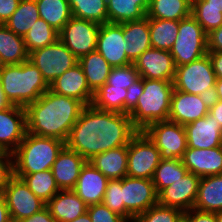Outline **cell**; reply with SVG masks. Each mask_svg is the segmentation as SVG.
I'll return each mask as SVG.
<instances>
[{
  "label": "cell",
  "instance_id": "obj_1",
  "mask_svg": "<svg viewBox=\"0 0 222 222\" xmlns=\"http://www.w3.org/2000/svg\"><path fill=\"white\" fill-rule=\"evenodd\" d=\"M137 132L128 114L100 110L91 104L84 107L65 145L89 161L104 151L128 145Z\"/></svg>",
  "mask_w": 222,
  "mask_h": 222
},
{
  "label": "cell",
  "instance_id": "obj_2",
  "mask_svg": "<svg viewBox=\"0 0 222 222\" xmlns=\"http://www.w3.org/2000/svg\"><path fill=\"white\" fill-rule=\"evenodd\" d=\"M86 105L49 89L25 107L26 130L30 134L67 141L71 128Z\"/></svg>",
  "mask_w": 222,
  "mask_h": 222
},
{
  "label": "cell",
  "instance_id": "obj_3",
  "mask_svg": "<svg viewBox=\"0 0 222 222\" xmlns=\"http://www.w3.org/2000/svg\"><path fill=\"white\" fill-rule=\"evenodd\" d=\"M0 81L11 105L26 107L49 89L38 68L29 60L0 66Z\"/></svg>",
  "mask_w": 222,
  "mask_h": 222
},
{
  "label": "cell",
  "instance_id": "obj_4",
  "mask_svg": "<svg viewBox=\"0 0 222 222\" xmlns=\"http://www.w3.org/2000/svg\"><path fill=\"white\" fill-rule=\"evenodd\" d=\"M173 89L171 81L143 78V93L128 114L138 131L151 123L168 120Z\"/></svg>",
  "mask_w": 222,
  "mask_h": 222
},
{
  "label": "cell",
  "instance_id": "obj_5",
  "mask_svg": "<svg viewBox=\"0 0 222 222\" xmlns=\"http://www.w3.org/2000/svg\"><path fill=\"white\" fill-rule=\"evenodd\" d=\"M65 142L26 132L24 139L12 153L14 174H32L50 170Z\"/></svg>",
  "mask_w": 222,
  "mask_h": 222
},
{
  "label": "cell",
  "instance_id": "obj_6",
  "mask_svg": "<svg viewBox=\"0 0 222 222\" xmlns=\"http://www.w3.org/2000/svg\"><path fill=\"white\" fill-rule=\"evenodd\" d=\"M216 74L213 71L211 59L208 54L191 63L176 67L173 80L175 90L194 95L206 96L212 99Z\"/></svg>",
  "mask_w": 222,
  "mask_h": 222
},
{
  "label": "cell",
  "instance_id": "obj_7",
  "mask_svg": "<svg viewBox=\"0 0 222 222\" xmlns=\"http://www.w3.org/2000/svg\"><path fill=\"white\" fill-rule=\"evenodd\" d=\"M177 39L169 51L177 66L188 64L208 53L207 33L190 15L179 21Z\"/></svg>",
  "mask_w": 222,
  "mask_h": 222
},
{
  "label": "cell",
  "instance_id": "obj_8",
  "mask_svg": "<svg viewBox=\"0 0 222 222\" xmlns=\"http://www.w3.org/2000/svg\"><path fill=\"white\" fill-rule=\"evenodd\" d=\"M29 61L38 68L49 86L78 63L76 56L59 39L53 44L30 52Z\"/></svg>",
  "mask_w": 222,
  "mask_h": 222
},
{
  "label": "cell",
  "instance_id": "obj_9",
  "mask_svg": "<svg viewBox=\"0 0 222 222\" xmlns=\"http://www.w3.org/2000/svg\"><path fill=\"white\" fill-rule=\"evenodd\" d=\"M160 161L157 146L143 131H138L128 144L127 176L152 179Z\"/></svg>",
  "mask_w": 222,
  "mask_h": 222
},
{
  "label": "cell",
  "instance_id": "obj_10",
  "mask_svg": "<svg viewBox=\"0 0 222 222\" xmlns=\"http://www.w3.org/2000/svg\"><path fill=\"white\" fill-rule=\"evenodd\" d=\"M143 132L160 151L161 159H181L188 148L185 127L166 120L148 125Z\"/></svg>",
  "mask_w": 222,
  "mask_h": 222
},
{
  "label": "cell",
  "instance_id": "obj_11",
  "mask_svg": "<svg viewBox=\"0 0 222 222\" xmlns=\"http://www.w3.org/2000/svg\"><path fill=\"white\" fill-rule=\"evenodd\" d=\"M122 201L125 206V219L133 222L139 214L158 203V193L152 179L122 178Z\"/></svg>",
  "mask_w": 222,
  "mask_h": 222
},
{
  "label": "cell",
  "instance_id": "obj_12",
  "mask_svg": "<svg viewBox=\"0 0 222 222\" xmlns=\"http://www.w3.org/2000/svg\"><path fill=\"white\" fill-rule=\"evenodd\" d=\"M100 24L72 17L59 32V40L77 59L96 50Z\"/></svg>",
  "mask_w": 222,
  "mask_h": 222
},
{
  "label": "cell",
  "instance_id": "obj_13",
  "mask_svg": "<svg viewBox=\"0 0 222 222\" xmlns=\"http://www.w3.org/2000/svg\"><path fill=\"white\" fill-rule=\"evenodd\" d=\"M3 195L6 200L10 219L20 221L31 217L34 213L46 207V203L39 199L27 186L22 178L13 176Z\"/></svg>",
  "mask_w": 222,
  "mask_h": 222
},
{
  "label": "cell",
  "instance_id": "obj_14",
  "mask_svg": "<svg viewBox=\"0 0 222 222\" xmlns=\"http://www.w3.org/2000/svg\"><path fill=\"white\" fill-rule=\"evenodd\" d=\"M96 50L111 65L120 67L133 62L126 55L123 23H104L99 28Z\"/></svg>",
  "mask_w": 222,
  "mask_h": 222
},
{
  "label": "cell",
  "instance_id": "obj_15",
  "mask_svg": "<svg viewBox=\"0 0 222 222\" xmlns=\"http://www.w3.org/2000/svg\"><path fill=\"white\" fill-rule=\"evenodd\" d=\"M211 98L173 89L168 120L185 126L209 113Z\"/></svg>",
  "mask_w": 222,
  "mask_h": 222
},
{
  "label": "cell",
  "instance_id": "obj_16",
  "mask_svg": "<svg viewBox=\"0 0 222 222\" xmlns=\"http://www.w3.org/2000/svg\"><path fill=\"white\" fill-rule=\"evenodd\" d=\"M200 177L188 172L158 193V204L189 211L194 208Z\"/></svg>",
  "mask_w": 222,
  "mask_h": 222
},
{
  "label": "cell",
  "instance_id": "obj_17",
  "mask_svg": "<svg viewBox=\"0 0 222 222\" xmlns=\"http://www.w3.org/2000/svg\"><path fill=\"white\" fill-rule=\"evenodd\" d=\"M139 77L173 82L176 65L171 53L167 50L150 48L141 54L133 63Z\"/></svg>",
  "mask_w": 222,
  "mask_h": 222
},
{
  "label": "cell",
  "instance_id": "obj_18",
  "mask_svg": "<svg viewBox=\"0 0 222 222\" xmlns=\"http://www.w3.org/2000/svg\"><path fill=\"white\" fill-rule=\"evenodd\" d=\"M25 108L11 105L0 110V150L13 153L26 134Z\"/></svg>",
  "mask_w": 222,
  "mask_h": 222
},
{
  "label": "cell",
  "instance_id": "obj_19",
  "mask_svg": "<svg viewBox=\"0 0 222 222\" xmlns=\"http://www.w3.org/2000/svg\"><path fill=\"white\" fill-rule=\"evenodd\" d=\"M49 90L66 97L77 99L85 105H91L94 97V92L88 86L86 77L79 63L56 78L50 84Z\"/></svg>",
  "mask_w": 222,
  "mask_h": 222
},
{
  "label": "cell",
  "instance_id": "obj_20",
  "mask_svg": "<svg viewBox=\"0 0 222 222\" xmlns=\"http://www.w3.org/2000/svg\"><path fill=\"white\" fill-rule=\"evenodd\" d=\"M181 161L200 178L222 174V146L208 149L187 148Z\"/></svg>",
  "mask_w": 222,
  "mask_h": 222
},
{
  "label": "cell",
  "instance_id": "obj_21",
  "mask_svg": "<svg viewBox=\"0 0 222 222\" xmlns=\"http://www.w3.org/2000/svg\"><path fill=\"white\" fill-rule=\"evenodd\" d=\"M188 148L208 149L222 146V127L210 113L185 126Z\"/></svg>",
  "mask_w": 222,
  "mask_h": 222
},
{
  "label": "cell",
  "instance_id": "obj_22",
  "mask_svg": "<svg viewBox=\"0 0 222 222\" xmlns=\"http://www.w3.org/2000/svg\"><path fill=\"white\" fill-rule=\"evenodd\" d=\"M87 161L66 145L52 165V173L60 190H73L80 171Z\"/></svg>",
  "mask_w": 222,
  "mask_h": 222
},
{
  "label": "cell",
  "instance_id": "obj_23",
  "mask_svg": "<svg viewBox=\"0 0 222 222\" xmlns=\"http://www.w3.org/2000/svg\"><path fill=\"white\" fill-rule=\"evenodd\" d=\"M109 179L89 161L85 163L73 191L87 206L102 203Z\"/></svg>",
  "mask_w": 222,
  "mask_h": 222
},
{
  "label": "cell",
  "instance_id": "obj_24",
  "mask_svg": "<svg viewBox=\"0 0 222 222\" xmlns=\"http://www.w3.org/2000/svg\"><path fill=\"white\" fill-rule=\"evenodd\" d=\"M57 222H69L87 212V205L73 190H60L46 204Z\"/></svg>",
  "mask_w": 222,
  "mask_h": 222
},
{
  "label": "cell",
  "instance_id": "obj_25",
  "mask_svg": "<svg viewBox=\"0 0 222 222\" xmlns=\"http://www.w3.org/2000/svg\"><path fill=\"white\" fill-rule=\"evenodd\" d=\"M123 37L126 41V55L134 63L146 50L152 47L149 18L123 23Z\"/></svg>",
  "mask_w": 222,
  "mask_h": 222
},
{
  "label": "cell",
  "instance_id": "obj_26",
  "mask_svg": "<svg viewBox=\"0 0 222 222\" xmlns=\"http://www.w3.org/2000/svg\"><path fill=\"white\" fill-rule=\"evenodd\" d=\"M128 145L104 151L89 162L109 180L127 176Z\"/></svg>",
  "mask_w": 222,
  "mask_h": 222
},
{
  "label": "cell",
  "instance_id": "obj_27",
  "mask_svg": "<svg viewBox=\"0 0 222 222\" xmlns=\"http://www.w3.org/2000/svg\"><path fill=\"white\" fill-rule=\"evenodd\" d=\"M194 209L215 213L222 211V174L200 179Z\"/></svg>",
  "mask_w": 222,
  "mask_h": 222
},
{
  "label": "cell",
  "instance_id": "obj_28",
  "mask_svg": "<svg viewBox=\"0 0 222 222\" xmlns=\"http://www.w3.org/2000/svg\"><path fill=\"white\" fill-rule=\"evenodd\" d=\"M29 60L24 38L0 24V66L20 64Z\"/></svg>",
  "mask_w": 222,
  "mask_h": 222
},
{
  "label": "cell",
  "instance_id": "obj_29",
  "mask_svg": "<svg viewBox=\"0 0 222 222\" xmlns=\"http://www.w3.org/2000/svg\"><path fill=\"white\" fill-rule=\"evenodd\" d=\"M150 0H106L109 23L122 24L146 17Z\"/></svg>",
  "mask_w": 222,
  "mask_h": 222
},
{
  "label": "cell",
  "instance_id": "obj_30",
  "mask_svg": "<svg viewBox=\"0 0 222 222\" xmlns=\"http://www.w3.org/2000/svg\"><path fill=\"white\" fill-rule=\"evenodd\" d=\"M78 63L94 93L107 82L112 67L97 50L80 57Z\"/></svg>",
  "mask_w": 222,
  "mask_h": 222
},
{
  "label": "cell",
  "instance_id": "obj_31",
  "mask_svg": "<svg viewBox=\"0 0 222 222\" xmlns=\"http://www.w3.org/2000/svg\"><path fill=\"white\" fill-rule=\"evenodd\" d=\"M192 0H150L148 18L180 21L191 15Z\"/></svg>",
  "mask_w": 222,
  "mask_h": 222
},
{
  "label": "cell",
  "instance_id": "obj_32",
  "mask_svg": "<svg viewBox=\"0 0 222 222\" xmlns=\"http://www.w3.org/2000/svg\"><path fill=\"white\" fill-rule=\"evenodd\" d=\"M36 4L40 18L58 32L72 18L71 8L67 0H36Z\"/></svg>",
  "mask_w": 222,
  "mask_h": 222
},
{
  "label": "cell",
  "instance_id": "obj_33",
  "mask_svg": "<svg viewBox=\"0 0 222 222\" xmlns=\"http://www.w3.org/2000/svg\"><path fill=\"white\" fill-rule=\"evenodd\" d=\"M179 21L149 18L152 48L170 51L178 35Z\"/></svg>",
  "mask_w": 222,
  "mask_h": 222
},
{
  "label": "cell",
  "instance_id": "obj_34",
  "mask_svg": "<svg viewBox=\"0 0 222 222\" xmlns=\"http://www.w3.org/2000/svg\"><path fill=\"white\" fill-rule=\"evenodd\" d=\"M14 175L22 178L29 189L46 204L60 191L51 169L32 174Z\"/></svg>",
  "mask_w": 222,
  "mask_h": 222
},
{
  "label": "cell",
  "instance_id": "obj_35",
  "mask_svg": "<svg viewBox=\"0 0 222 222\" xmlns=\"http://www.w3.org/2000/svg\"><path fill=\"white\" fill-rule=\"evenodd\" d=\"M39 18L36 0H21L18 8L5 22V25L12 32L23 37Z\"/></svg>",
  "mask_w": 222,
  "mask_h": 222
},
{
  "label": "cell",
  "instance_id": "obj_36",
  "mask_svg": "<svg viewBox=\"0 0 222 222\" xmlns=\"http://www.w3.org/2000/svg\"><path fill=\"white\" fill-rule=\"evenodd\" d=\"M126 95L127 89L105 83L94 93L92 105L100 110L125 114Z\"/></svg>",
  "mask_w": 222,
  "mask_h": 222
},
{
  "label": "cell",
  "instance_id": "obj_37",
  "mask_svg": "<svg viewBox=\"0 0 222 222\" xmlns=\"http://www.w3.org/2000/svg\"><path fill=\"white\" fill-rule=\"evenodd\" d=\"M72 17L92 21L97 24L108 23L106 0H67Z\"/></svg>",
  "mask_w": 222,
  "mask_h": 222
},
{
  "label": "cell",
  "instance_id": "obj_38",
  "mask_svg": "<svg viewBox=\"0 0 222 222\" xmlns=\"http://www.w3.org/2000/svg\"><path fill=\"white\" fill-rule=\"evenodd\" d=\"M188 172L181 159H161L152 177L157 193L184 177Z\"/></svg>",
  "mask_w": 222,
  "mask_h": 222
},
{
  "label": "cell",
  "instance_id": "obj_39",
  "mask_svg": "<svg viewBox=\"0 0 222 222\" xmlns=\"http://www.w3.org/2000/svg\"><path fill=\"white\" fill-rule=\"evenodd\" d=\"M23 38L26 49L30 53L56 42L59 39V32L53 29L44 19L39 18Z\"/></svg>",
  "mask_w": 222,
  "mask_h": 222
},
{
  "label": "cell",
  "instance_id": "obj_40",
  "mask_svg": "<svg viewBox=\"0 0 222 222\" xmlns=\"http://www.w3.org/2000/svg\"><path fill=\"white\" fill-rule=\"evenodd\" d=\"M184 212L180 209L156 204L139 214L133 222H183Z\"/></svg>",
  "mask_w": 222,
  "mask_h": 222
},
{
  "label": "cell",
  "instance_id": "obj_41",
  "mask_svg": "<svg viewBox=\"0 0 222 222\" xmlns=\"http://www.w3.org/2000/svg\"><path fill=\"white\" fill-rule=\"evenodd\" d=\"M138 78V71L132 63L125 66L112 67L106 83L113 87L128 89Z\"/></svg>",
  "mask_w": 222,
  "mask_h": 222
},
{
  "label": "cell",
  "instance_id": "obj_42",
  "mask_svg": "<svg viewBox=\"0 0 222 222\" xmlns=\"http://www.w3.org/2000/svg\"><path fill=\"white\" fill-rule=\"evenodd\" d=\"M191 15L207 34L222 25V12L214 7H192Z\"/></svg>",
  "mask_w": 222,
  "mask_h": 222
},
{
  "label": "cell",
  "instance_id": "obj_43",
  "mask_svg": "<svg viewBox=\"0 0 222 222\" xmlns=\"http://www.w3.org/2000/svg\"><path fill=\"white\" fill-rule=\"evenodd\" d=\"M102 203L111 211L125 218V206L122 201V179L108 181Z\"/></svg>",
  "mask_w": 222,
  "mask_h": 222
},
{
  "label": "cell",
  "instance_id": "obj_44",
  "mask_svg": "<svg viewBox=\"0 0 222 222\" xmlns=\"http://www.w3.org/2000/svg\"><path fill=\"white\" fill-rule=\"evenodd\" d=\"M91 222H129L119 214L111 211L103 203L87 206Z\"/></svg>",
  "mask_w": 222,
  "mask_h": 222
},
{
  "label": "cell",
  "instance_id": "obj_45",
  "mask_svg": "<svg viewBox=\"0 0 222 222\" xmlns=\"http://www.w3.org/2000/svg\"><path fill=\"white\" fill-rule=\"evenodd\" d=\"M14 176L13 154L0 152V194H3L10 179Z\"/></svg>",
  "mask_w": 222,
  "mask_h": 222
},
{
  "label": "cell",
  "instance_id": "obj_46",
  "mask_svg": "<svg viewBox=\"0 0 222 222\" xmlns=\"http://www.w3.org/2000/svg\"><path fill=\"white\" fill-rule=\"evenodd\" d=\"M143 93V78L139 77L133 85L127 89L125 101V114H129L135 107L139 96Z\"/></svg>",
  "mask_w": 222,
  "mask_h": 222
},
{
  "label": "cell",
  "instance_id": "obj_47",
  "mask_svg": "<svg viewBox=\"0 0 222 222\" xmlns=\"http://www.w3.org/2000/svg\"><path fill=\"white\" fill-rule=\"evenodd\" d=\"M183 222H217L215 212H204L192 208L184 212Z\"/></svg>",
  "mask_w": 222,
  "mask_h": 222
},
{
  "label": "cell",
  "instance_id": "obj_48",
  "mask_svg": "<svg viewBox=\"0 0 222 222\" xmlns=\"http://www.w3.org/2000/svg\"><path fill=\"white\" fill-rule=\"evenodd\" d=\"M208 52H222V25L207 34Z\"/></svg>",
  "mask_w": 222,
  "mask_h": 222
},
{
  "label": "cell",
  "instance_id": "obj_49",
  "mask_svg": "<svg viewBox=\"0 0 222 222\" xmlns=\"http://www.w3.org/2000/svg\"><path fill=\"white\" fill-rule=\"evenodd\" d=\"M20 1L21 0H0V24H5L18 8Z\"/></svg>",
  "mask_w": 222,
  "mask_h": 222
},
{
  "label": "cell",
  "instance_id": "obj_50",
  "mask_svg": "<svg viewBox=\"0 0 222 222\" xmlns=\"http://www.w3.org/2000/svg\"><path fill=\"white\" fill-rule=\"evenodd\" d=\"M18 222H57L50 214L47 207L41 211L34 213L31 217L24 218Z\"/></svg>",
  "mask_w": 222,
  "mask_h": 222
},
{
  "label": "cell",
  "instance_id": "obj_51",
  "mask_svg": "<svg viewBox=\"0 0 222 222\" xmlns=\"http://www.w3.org/2000/svg\"><path fill=\"white\" fill-rule=\"evenodd\" d=\"M209 113L214 116V121L222 127V100L212 98L209 104Z\"/></svg>",
  "mask_w": 222,
  "mask_h": 222
},
{
  "label": "cell",
  "instance_id": "obj_52",
  "mask_svg": "<svg viewBox=\"0 0 222 222\" xmlns=\"http://www.w3.org/2000/svg\"><path fill=\"white\" fill-rule=\"evenodd\" d=\"M217 79H222V52H208Z\"/></svg>",
  "mask_w": 222,
  "mask_h": 222
},
{
  "label": "cell",
  "instance_id": "obj_53",
  "mask_svg": "<svg viewBox=\"0 0 222 222\" xmlns=\"http://www.w3.org/2000/svg\"><path fill=\"white\" fill-rule=\"evenodd\" d=\"M192 7H214L222 12V0H192Z\"/></svg>",
  "mask_w": 222,
  "mask_h": 222
},
{
  "label": "cell",
  "instance_id": "obj_54",
  "mask_svg": "<svg viewBox=\"0 0 222 222\" xmlns=\"http://www.w3.org/2000/svg\"><path fill=\"white\" fill-rule=\"evenodd\" d=\"M10 219L8 207L3 194H0V222H7Z\"/></svg>",
  "mask_w": 222,
  "mask_h": 222
},
{
  "label": "cell",
  "instance_id": "obj_55",
  "mask_svg": "<svg viewBox=\"0 0 222 222\" xmlns=\"http://www.w3.org/2000/svg\"><path fill=\"white\" fill-rule=\"evenodd\" d=\"M213 99L222 100V79H217L213 93Z\"/></svg>",
  "mask_w": 222,
  "mask_h": 222
},
{
  "label": "cell",
  "instance_id": "obj_56",
  "mask_svg": "<svg viewBox=\"0 0 222 222\" xmlns=\"http://www.w3.org/2000/svg\"><path fill=\"white\" fill-rule=\"evenodd\" d=\"M11 106V103L6 99L1 81H0V110L7 109Z\"/></svg>",
  "mask_w": 222,
  "mask_h": 222
},
{
  "label": "cell",
  "instance_id": "obj_57",
  "mask_svg": "<svg viewBox=\"0 0 222 222\" xmlns=\"http://www.w3.org/2000/svg\"><path fill=\"white\" fill-rule=\"evenodd\" d=\"M69 222H91V218L88 214V212H85L83 215L77 217L75 220L73 221H69Z\"/></svg>",
  "mask_w": 222,
  "mask_h": 222
},
{
  "label": "cell",
  "instance_id": "obj_58",
  "mask_svg": "<svg viewBox=\"0 0 222 222\" xmlns=\"http://www.w3.org/2000/svg\"><path fill=\"white\" fill-rule=\"evenodd\" d=\"M217 222H222V211L216 212Z\"/></svg>",
  "mask_w": 222,
  "mask_h": 222
},
{
  "label": "cell",
  "instance_id": "obj_59",
  "mask_svg": "<svg viewBox=\"0 0 222 222\" xmlns=\"http://www.w3.org/2000/svg\"><path fill=\"white\" fill-rule=\"evenodd\" d=\"M7 222H18L17 220L9 219Z\"/></svg>",
  "mask_w": 222,
  "mask_h": 222
}]
</instances>
